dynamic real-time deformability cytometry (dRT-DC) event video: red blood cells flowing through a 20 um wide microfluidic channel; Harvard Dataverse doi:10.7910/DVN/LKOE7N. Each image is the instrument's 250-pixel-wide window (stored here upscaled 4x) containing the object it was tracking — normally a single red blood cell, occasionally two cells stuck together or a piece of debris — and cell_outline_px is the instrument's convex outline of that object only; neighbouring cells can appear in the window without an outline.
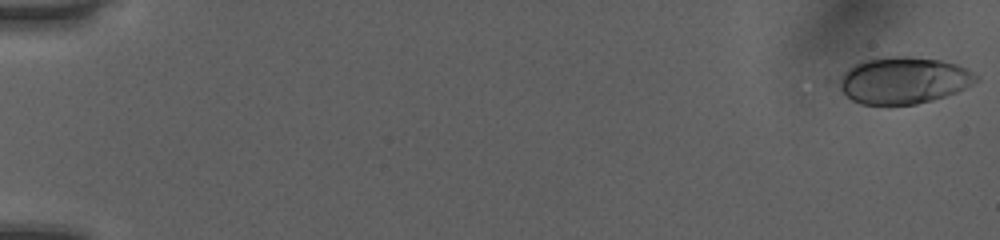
{"species": "human", "species_latin": "Homo sapiens", "temperature_condition": "room temperature", "stored_images_in_passage": 52, "camera_frame_rate_fps": 3000, "um_per_image_px": 0.085, "donor": {"sex": "female"}, "frame": {"image": 1, "passage_image": 1, "time_ms": 0.0, "image_size_px": [1000, 240], "cell_outline_px": [[980, 76], [972, 84], [956, 92], [932, 100], [916, 104], [860, 104], [852, 100], [824, 80], [824, 76], [852, 64], [864, 60], [888, 56], [908, 56], [940, 60], [956, 64], [968, 68]], "centroid_in_image_um": [76.52, 6.81], "position_along_channel_um": 8.5, "area_um2": 39.19}}
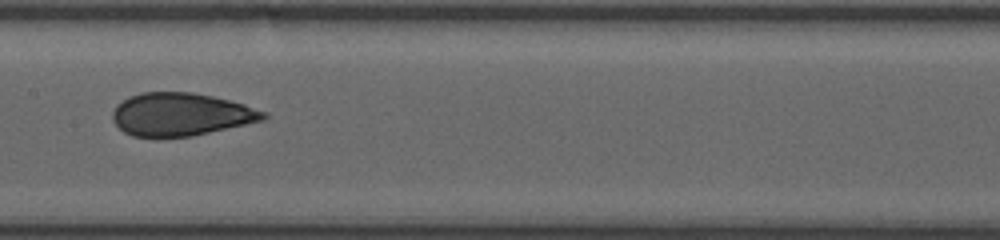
{"frame": {"image": 2, "passage_image": 28, "time_ms": 9.0, "image_size_px": [1000, 240], "cell_outline_px": [[268, 116], [264, 120], [192, 136], [132, 136], [124, 132], [112, 120], [112, 112], [116, 104], [128, 96], [140, 92], [192, 92], [212, 96], [244, 104], [268, 112]], "centroid_in_image_um": [15.36, 9.7], "position_along_channel_um": 192.0, "area_um2": 37.69}}
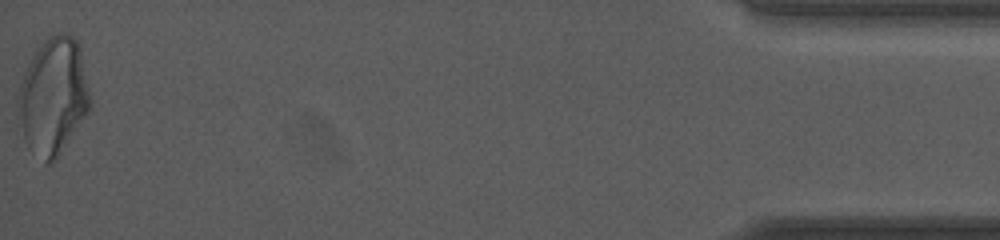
{"frame": {"image": 3, "passage_image": 52, "time_ms": 17.0, "image_size_px": [1000, 240], "cell_outline_px": [[92, 108], [56, 160], [52, 164], [48, 164], [28, 148], [24, 140], [16, 104], [16, 100], [20, 84], [28, 64], [32, 56], [44, 40], [48, 36], [60, 32], [72, 36], [80, 44], [92, 100]], "centroid_in_image_um": [4.55, 8.19], "position_along_channel_um": 430.6, "area_um2": 49.65}, "authors_computed_cell_mechanics": {"area_um2": 37.9168, "velocity_mm_per_s": 4.0581, "shape_relaxation_time_tau1_ms": 6.629, "shape_relaxation_time_tau2_ms": 0.799, "deformation_change_tau1": 0.199, "deformation_change_tau2": 0.0534}}